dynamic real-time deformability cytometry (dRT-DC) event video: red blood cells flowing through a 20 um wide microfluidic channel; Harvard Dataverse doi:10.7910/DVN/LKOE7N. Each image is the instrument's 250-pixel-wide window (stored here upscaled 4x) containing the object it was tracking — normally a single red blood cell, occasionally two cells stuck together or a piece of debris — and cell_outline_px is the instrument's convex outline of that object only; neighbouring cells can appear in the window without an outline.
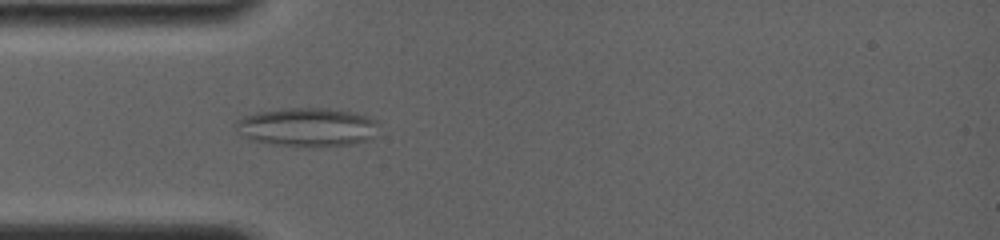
{"species": "common noctule bat (a hibernating species)", "species_latin": "Nyctalus noctula", "temperature_condition": "room temperature", "stored_images_in_passage": 35, "camera_frame_rate_fps": 4000, "um_per_image_px": 0.085, "animal": {"sex": "female", "body_mass_g": 19.0, "forearm_length_mm": 56.7}, "frame": {"image": 1, "passage_image": 10, "time_ms": 4.5, "image_size_px": [1000, 240], "cell_outline_px": [[376, 136], [368, 140], [352, 144], [272, 144], [252, 140], [244, 136], [232, 124], [240, 116], [256, 112], [284, 108], [328, 108], [356, 112], [368, 116], [376, 120]], "centroid_in_image_um": [26.09, 10.75], "position_along_channel_um": 58.9, "area_um2": 31.73}}
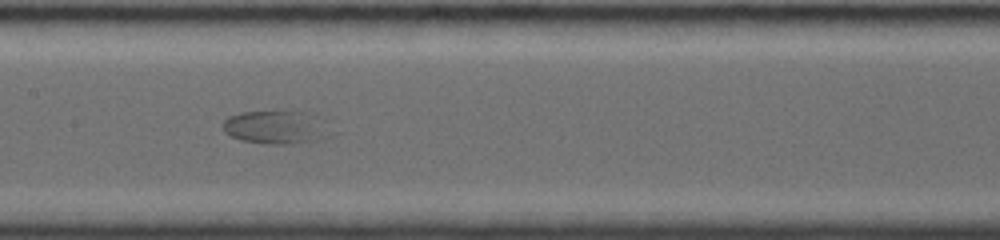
{"frame": {"image": 2, "passage_image": 17, "time_ms": 8.0, "image_size_px": [1000, 240], "cell_outline_px": [[316, 136], [312, 140], [292, 144], [264, 144], [240, 140], [224, 132], [224, 120], [228, 116], [240, 112], [300, 112], [308, 116], [312, 120]], "centroid_in_image_um": [22.99, 10.83], "position_along_channel_um": 184.4, "area_um2": 18.44}}
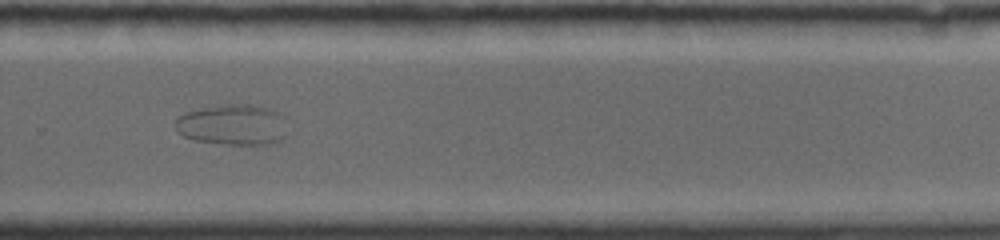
{"frame": {"image": 3, "passage_image": 24, "time_ms": 11.5, "image_size_px": [1000, 240], "cell_outline_px": [[284, 140], [272, 144], [224, 144], [192, 140], [184, 136], [176, 128], [176, 120], [184, 112], [200, 108], [228, 104], [248, 104], [268, 108], [280, 112], [284, 116]], "centroid_in_image_um": [19.79, 10.6], "position_along_channel_um": 310.0, "area_um2": 26.65}}